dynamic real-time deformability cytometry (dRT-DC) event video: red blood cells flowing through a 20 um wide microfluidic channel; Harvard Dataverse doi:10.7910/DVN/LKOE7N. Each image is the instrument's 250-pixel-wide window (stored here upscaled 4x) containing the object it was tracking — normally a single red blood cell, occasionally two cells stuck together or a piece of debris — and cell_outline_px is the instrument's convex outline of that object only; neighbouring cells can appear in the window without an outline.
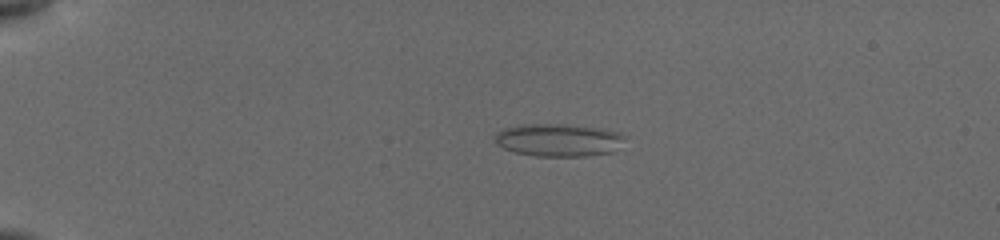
{"species": "common noctule bat (a hibernating species)", "species_latin": "Nyctalus noctula", "temperature_condition": "cold", "stored_images_in_passage": 144, "camera_frame_rate_fps": 3000, "um_per_image_px": 0.085, "animal": {"sex": "female", "body_mass_g": 19.5, "forearm_length_mm": 54.1}, "frame": {"image": 1, "passage_image": 35, "time_ms": 4.333, "image_size_px": [1000, 240], "cell_outline_px": [[628, 136], [612, 152], [584, 156], [536, 156], [516, 152], [504, 148], [496, 144], [496, 132], [504, 128], [520, 124], [564, 124], [608, 128], [620, 132]], "centroid_in_image_um": [47.52, 11.88], "position_along_channel_um": 37.5, "area_um2": 25.03}}
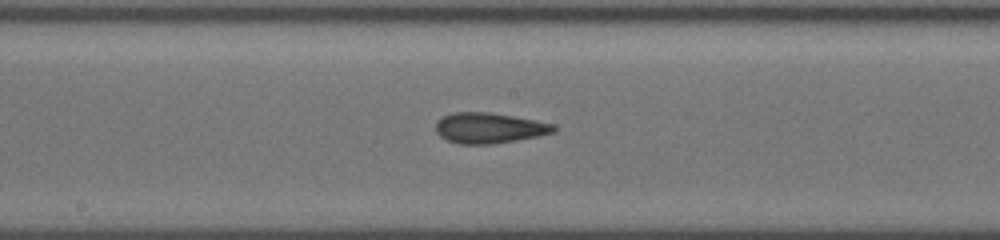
{"frame": {"image": 2, "passage_image": 82, "time_ms": 10.333, "image_size_px": [1000, 240], "cell_outline_px": [[556, 132], [540, 136], [492, 144], [460, 144], [448, 140], [440, 136], [436, 132], [436, 124], [444, 116], [456, 112], [484, 112], [512, 116], [556, 124]], "centroid_in_image_um": [41.62, 10.89], "position_along_channel_um": 206.6, "area_um2": 20.81}}
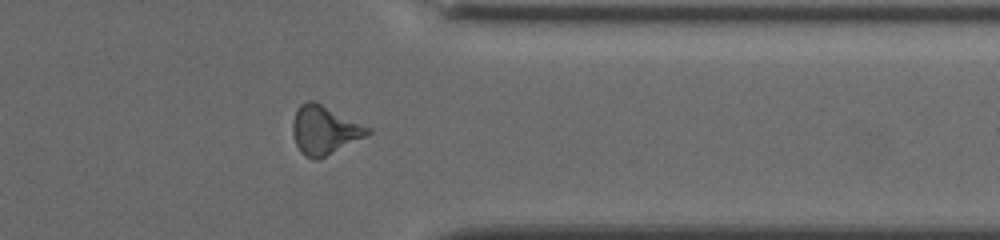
{"frame": {"image": 3, "passage_image": 119, "time_ms": 15.0, "image_size_px": [1000, 240], "cell_outline_px": [[372, 132], [368, 136], [324, 156], [312, 160], [304, 156], [300, 152], [296, 144], [292, 132], [292, 124], [296, 112], [300, 104], [308, 100], [312, 100], [372, 128]], "centroid_in_image_um": [27.58, 11.06], "position_along_channel_um": 383.8, "area_um2": 21.1}, "authors_computed_cell_mechanics": {"area_um2": 21.2704, "velocity_mm_per_s": 3.8672, "shape_relaxation_time_tau1_ms": 7.5099, "shape_relaxation_time_tau2_ms": 2.506, "deformation_change_tau1": 0.1455, "deformation_change_tau2": 0.1175}}